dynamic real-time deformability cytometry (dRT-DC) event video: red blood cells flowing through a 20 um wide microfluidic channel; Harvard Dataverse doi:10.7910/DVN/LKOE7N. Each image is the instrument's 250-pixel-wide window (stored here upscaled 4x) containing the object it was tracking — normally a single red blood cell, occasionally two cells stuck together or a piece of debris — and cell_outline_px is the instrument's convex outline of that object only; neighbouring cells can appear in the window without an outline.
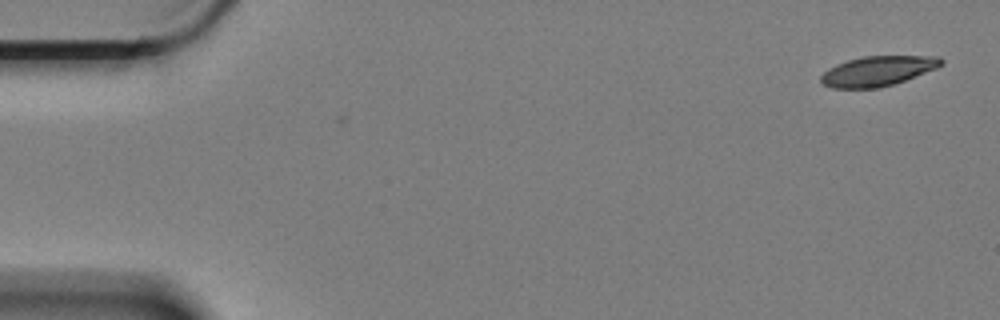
{"species": "Egyptian fruit bat (a non-hibernating species)", "species_latin": "Rousettus aegyptiacus", "temperature_condition": "cold", "stored_images_in_passage": 3, "camera_frame_rate_fps": 3000, "um_per_image_px": 0.085, "animal": {"sex": "female"}, "frame": {"image": 1, "passage_image": 3, "time_ms": 0.667, "image_size_px": [1000, 320], "cell_outline_px": [[944, 64], [936, 68], [904, 80], [880, 88], [832, 88], [824, 84], [820, 80], [820, 76], [828, 68], [836, 64], [848, 60], [864, 56], [940, 56], [944, 60]], "centroid_in_image_um": [74.6, 6.03], "position_along_channel_um": 10.4, "area_um2": 20.87}}